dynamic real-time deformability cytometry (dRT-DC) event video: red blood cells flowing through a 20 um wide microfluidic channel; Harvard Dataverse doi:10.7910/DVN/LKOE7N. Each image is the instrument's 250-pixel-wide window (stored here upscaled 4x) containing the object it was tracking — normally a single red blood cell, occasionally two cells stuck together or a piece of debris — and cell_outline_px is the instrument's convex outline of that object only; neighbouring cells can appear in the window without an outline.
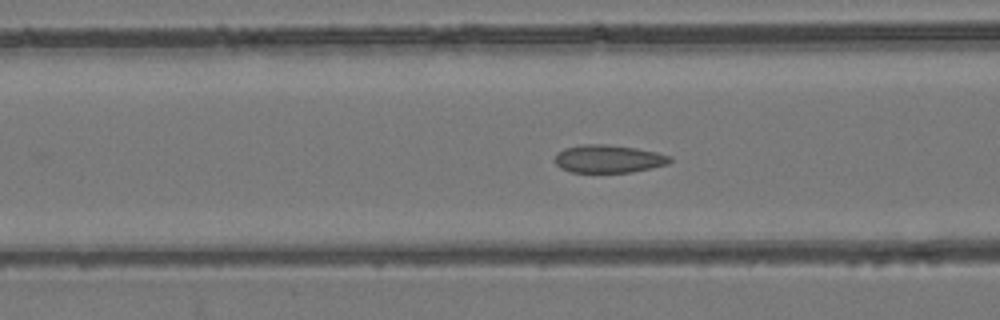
{"species": "common noctule bat (a hibernating species)", "species_latin": "Nyctalus noctula", "temperature_condition": "room temperature", "stored_images_in_passage": 55, "camera_frame_rate_fps": 3000, "um_per_image_px": 0.085, "animal": {"sex": "female", "body_mass_g": 24.6, "forearm_length_mm": 56.2}, "frame": {"image": 1, "passage_image": 22, "time_ms": 7.0, "image_size_px": [1000, 320], "cell_outline_px": [[672, 160], [668, 164], [632, 172], [572, 172], [560, 168], [556, 164], [556, 152], [564, 148], [584, 144], [604, 144], [636, 148], [656, 152], [672, 156]], "centroid_in_image_um": [51.72, 13.5], "position_along_channel_um": 114.9, "area_um2": 18.67}}
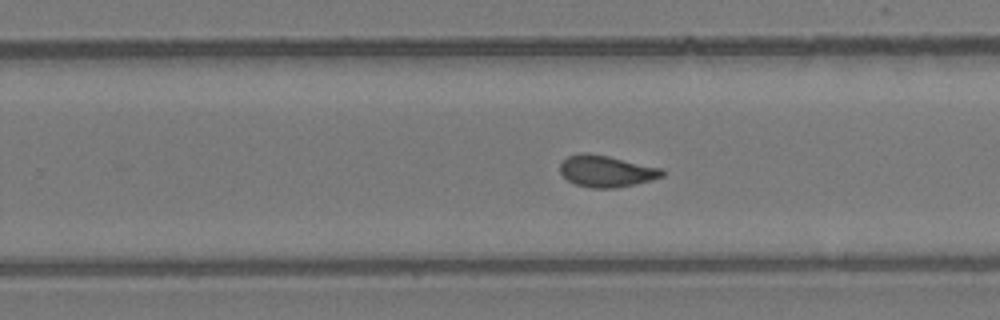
{"frame": {"image": 2, "passage_image": 35, "time_ms": 11.333, "image_size_px": [1000, 320], "cell_outline_px": [[664, 176], [652, 180], [636, 184], [616, 188], [592, 188], [576, 184], [568, 180], [560, 172], [560, 164], [568, 156], [580, 152], [588, 152], [608, 156], [664, 168]], "centroid_in_image_um": [51.57, 14.54], "position_along_channel_um": 278.2, "area_um2": 18.96}}
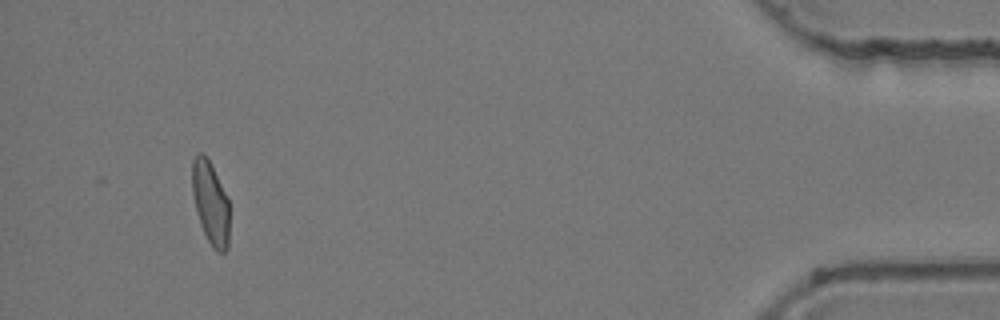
{"frame": {"image": 3, "passage_image": 52, "time_ms": 17.0, "image_size_px": [1000, 320], "cell_outline_px": [[228, 248], [224, 252], [216, 252], [212, 248], [200, 224], [196, 212], [192, 192], [192, 160], [196, 152], [204, 152], [228, 200]], "centroid_in_image_um": [17.86, 17.25], "position_along_channel_um": 417.3, "area_um2": 17.8}, "authors_computed_cell_mechanics": {"area_um2": 18.785, "velocity_mm_per_s": 3.7744, "shape_relaxation_time_tau1_ms": null, "shape_relaxation_time_tau2_ms": 1.376, "deformation_change_tau1": null, "deformation_change_tau2": 0.0663}}